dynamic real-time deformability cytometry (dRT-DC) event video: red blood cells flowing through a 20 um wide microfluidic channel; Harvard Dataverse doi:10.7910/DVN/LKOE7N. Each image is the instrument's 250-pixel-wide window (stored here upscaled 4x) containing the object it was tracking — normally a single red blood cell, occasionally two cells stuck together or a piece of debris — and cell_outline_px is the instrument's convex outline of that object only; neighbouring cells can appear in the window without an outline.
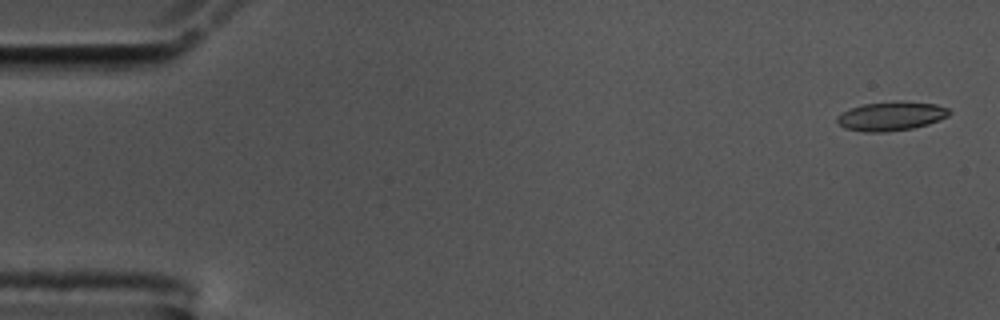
{"species": "common noctule bat (a hibernating species)", "species_latin": "Nyctalus noctula", "temperature_condition": "cold", "stored_images_in_passage": 33, "camera_frame_rate_fps": 3000, "um_per_image_px": 0.085, "animal": {"sex": "male", "body_mass_g": 17.5, "forearm_length_mm": 52.3}, "frame": {"image": 1, "passage_image": 2, "time_ms": 0.333, "image_size_px": [1000, 320], "cell_outline_px": [[952, 112], [948, 116], [940, 120], [928, 124], [912, 128], [884, 132], [864, 132], [844, 128], [836, 120], [836, 116], [852, 108], [864, 104], [896, 100], [900, 100], [936, 104], [948, 108]], "centroid_in_image_um": [75.78, 9.86], "position_along_channel_um": 9.2, "area_um2": 19.07}}
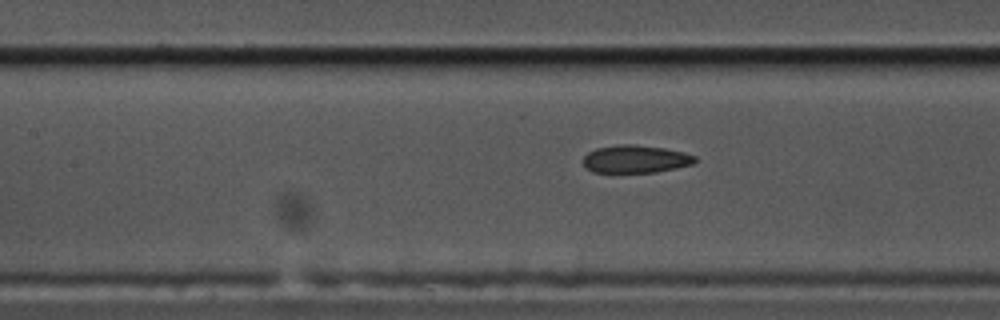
{"frame": {"image": 2, "passage_image": 25, "time_ms": 8.0, "image_size_px": [1000, 320], "cell_outline_px": [[696, 160], [692, 164], [676, 168], [656, 172], [592, 172], [584, 164], [584, 156], [588, 152], [596, 148], [616, 144], [632, 144], [664, 148], [684, 152], [696, 156]], "centroid_in_image_um": [54.02, 13.51], "position_along_channel_um": 153.4, "area_um2": 18.03}}
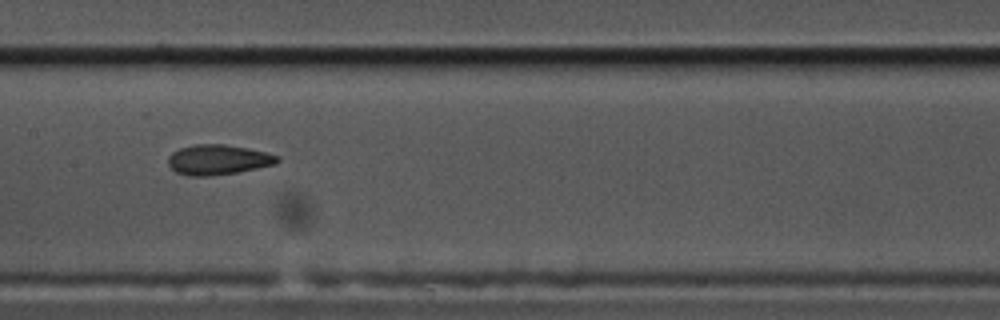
{"frame": {"image": 3, "passage_image": 28, "time_ms": 9.0, "image_size_px": [1000, 320], "cell_outline_px": [[280, 160], [276, 164], [236, 172], [208, 176], [188, 176], [176, 172], [168, 164], [168, 156], [172, 152], [180, 148], [192, 144], [224, 144], [248, 148], [280, 156]], "centroid_in_image_um": [18.52, 13.57], "position_along_channel_um": 188.9, "area_um2": 19.13}}